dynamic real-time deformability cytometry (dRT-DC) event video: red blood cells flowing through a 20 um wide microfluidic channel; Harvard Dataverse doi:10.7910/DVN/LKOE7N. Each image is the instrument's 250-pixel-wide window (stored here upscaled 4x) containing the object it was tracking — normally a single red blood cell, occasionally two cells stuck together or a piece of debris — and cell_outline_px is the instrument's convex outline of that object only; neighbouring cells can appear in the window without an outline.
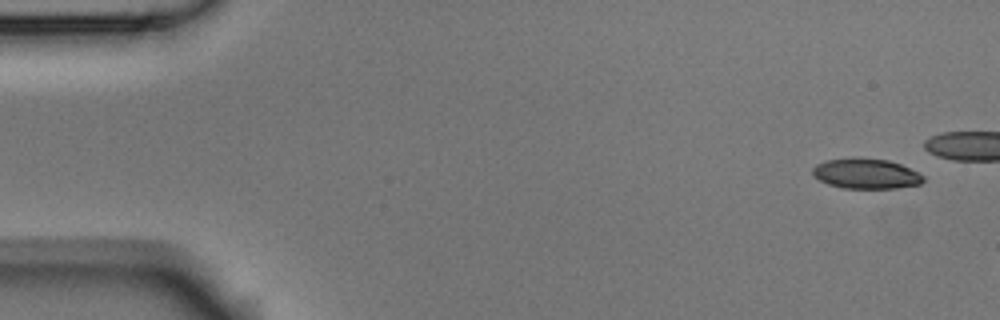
{"species": "Egyptian fruit bat (a non-hibernating species)", "species_latin": "Rousettus aegyptiacus", "temperature_condition": "room temperature", "stored_images_in_passage": 3, "camera_frame_rate_fps": 3000, "um_per_image_px": 0.085, "animal": {"sex": "male"}, "frame": {"image": 1, "passage_image": 1, "time_ms": 0.0, "image_size_px": [1000, 320], "cell_outline_px": [[924, 180], [920, 184], [896, 188], [844, 188], [828, 184], [820, 180], [812, 172], [812, 168], [816, 164], [828, 160], [852, 156], [888, 160], [900, 164], [924, 176]], "centroid_in_image_um": [73.59, 14.74], "position_along_channel_um": 11.4, "area_um2": 19.48}}